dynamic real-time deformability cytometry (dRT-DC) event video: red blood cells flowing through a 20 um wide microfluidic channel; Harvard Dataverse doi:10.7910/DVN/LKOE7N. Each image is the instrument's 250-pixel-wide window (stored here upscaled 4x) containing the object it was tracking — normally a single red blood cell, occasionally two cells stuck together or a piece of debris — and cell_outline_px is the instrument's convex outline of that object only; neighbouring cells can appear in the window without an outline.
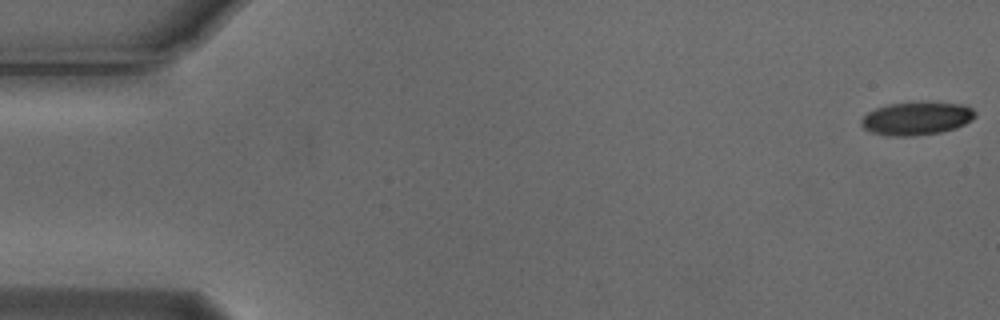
{"species": "Egyptian fruit bat (a non-hibernating species)", "species_latin": "Rousettus aegyptiacus", "temperature_condition": "cold", "stored_images_in_passage": 55, "camera_frame_rate_fps": 3000, "um_per_image_px": 0.085, "animal": {"sex": "male"}, "frame": {"image": 1, "passage_image": 1, "time_ms": 0.0, "image_size_px": [1000, 320], "cell_outline_px": [[976, 116], [972, 120], [956, 128], [940, 132], [912, 136], [888, 136], [872, 132], [864, 128], [860, 124], [860, 120], [868, 112], [876, 108], [888, 104], [960, 104], [972, 108], [976, 112]], "centroid_in_image_um": [77.89, 10.1], "position_along_channel_um": 7.1, "area_um2": 21.39}}
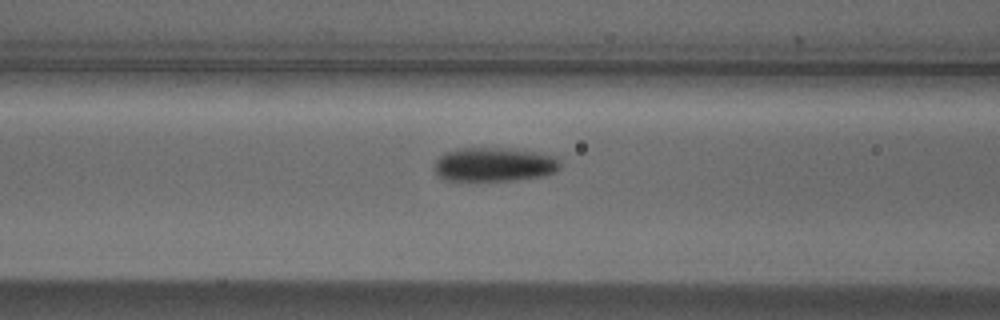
{"frame": {"image": 2, "passage_image": 22, "time_ms": 7.0, "image_size_px": [1000, 320], "cell_outline_px": [[560, 168], [556, 172], [540, 176], [516, 180], [444, 180], [436, 176], [432, 172], [432, 164], [444, 152], [456, 148], [512, 148], [540, 152], [556, 156], [560, 160]], "centroid_in_image_um": [41.96, 13.97], "position_along_channel_um": 124.6, "area_um2": 25.55}}
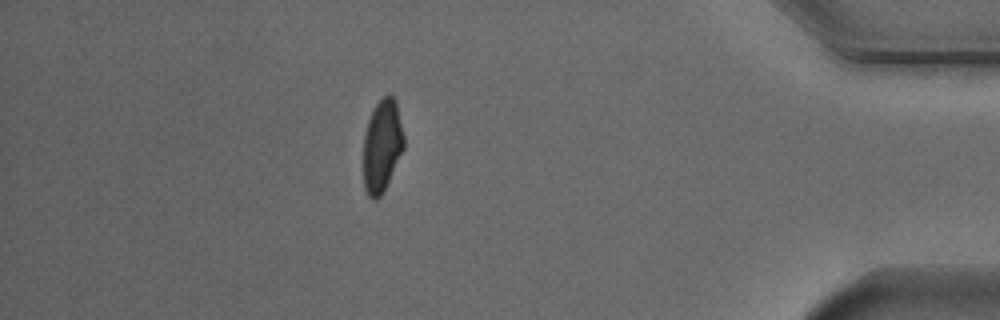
{"frame": {"image": 3, "passage_image": 48, "time_ms": 15.667, "image_size_px": [1000, 320], "cell_outline_px": [[404, 148], [384, 192], [376, 200], [372, 200], [368, 196], [364, 188], [364, 136], [368, 120], [376, 104], [388, 92], [396, 100], [404, 136]], "centroid_in_image_um": [32.48, 12.41], "position_along_channel_um": 402.7, "area_um2": 21.91}, "authors_computed_cell_mechanics": {"area_um2": 23.1778, "velocity_mm_per_s": 3.7535, "shape_relaxation_time_tau1_ms": 3.5102, "shape_relaxation_time_tau2_ms": 3.0514, "deformation_change_tau1": 0.1143, "deformation_change_tau2": 0.0873}}